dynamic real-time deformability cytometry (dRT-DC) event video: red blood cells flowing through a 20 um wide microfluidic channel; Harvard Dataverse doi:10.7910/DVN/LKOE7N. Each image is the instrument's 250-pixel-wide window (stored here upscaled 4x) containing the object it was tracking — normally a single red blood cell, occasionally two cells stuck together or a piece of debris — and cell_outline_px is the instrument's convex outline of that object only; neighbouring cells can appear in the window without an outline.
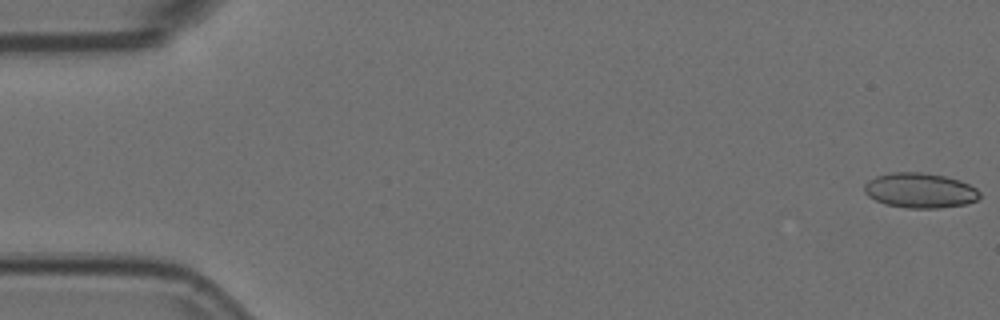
{"species": "Egyptian fruit bat (a non-hibernating species)", "species_latin": "Rousettus aegyptiacus", "temperature_condition": "room temperature", "stored_images_in_passage": 14, "camera_frame_rate_fps": 3000, "um_per_image_px": 0.085, "animal": {"sex": "female"}, "frame": {"image": 1, "passage_image": 1, "time_ms": 0.0, "image_size_px": [1000, 320], "cell_outline_px": [[980, 196], [976, 200], [964, 204], [940, 208], [904, 208], [884, 204], [868, 196], [864, 192], [864, 184], [868, 180], [876, 176], [892, 172], [920, 172], [944, 176], [960, 180], [976, 188], [980, 192]], "centroid_in_image_um": [78.17, 16.19], "position_along_channel_um": 6.8, "area_um2": 23.58}}
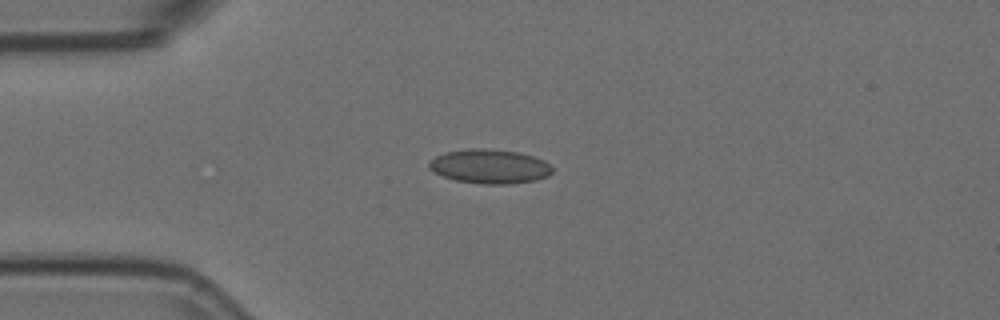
{"frame": {"image": 2, "passage_image": 14, "time_ms": 4.333, "image_size_px": [1000, 320], "cell_outline_px": [[552, 172], [548, 176], [536, 180], [508, 184], [484, 184], [456, 180], [444, 176], [428, 168], [428, 160], [444, 152], [472, 148], [484, 148], [516, 152], [532, 156], [544, 160], [552, 168]], "centroid_in_image_um": [41.6, 14.14], "position_along_channel_um": 43.4, "area_um2": 24.45}}